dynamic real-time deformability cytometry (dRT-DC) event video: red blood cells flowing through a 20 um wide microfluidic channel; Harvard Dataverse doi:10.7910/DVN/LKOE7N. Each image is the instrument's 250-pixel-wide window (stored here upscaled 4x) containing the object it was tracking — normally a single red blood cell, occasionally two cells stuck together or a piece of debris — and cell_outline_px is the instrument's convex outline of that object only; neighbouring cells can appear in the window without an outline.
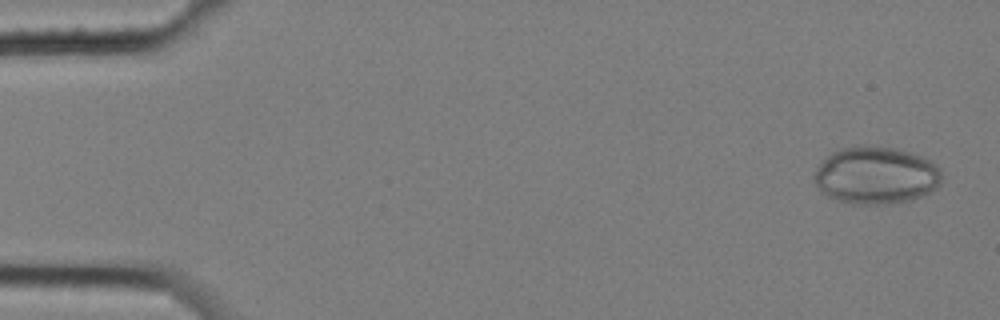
{"species": "common noctule bat (a hibernating species)", "species_latin": "Nyctalus noctula", "temperature_condition": "cold", "stored_images_in_passage": 6, "camera_frame_rate_fps": 3000, "um_per_image_px": 0.085, "animal": {"sex": "female", "body_mass_g": 25.1}, "frame": {"image": 1, "passage_image": 1, "time_ms": 0.0, "image_size_px": [1000, 320], "cell_outline_px": [[940, 184], [932, 192], [908, 200], [888, 204], [852, 204], [836, 200], [820, 192], [812, 180], [812, 176], [816, 168], [832, 152], [840, 148], [856, 144], [864, 144], [896, 148], [932, 160], [940, 168]], "centroid_in_image_um": [74.42, 14.89], "position_along_channel_um": 10.6, "area_um2": 43.23}}